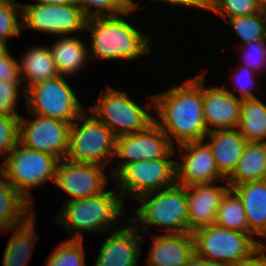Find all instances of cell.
<instances>
[{
  "mask_svg": "<svg viewBox=\"0 0 266 266\" xmlns=\"http://www.w3.org/2000/svg\"><path fill=\"white\" fill-rule=\"evenodd\" d=\"M151 104L161 118L154 119L159 128L176 145L205 140L208 133L203 112L202 74L188 80L183 86L173 85L169 90L151 96ZM171 134H170V133ZM172 135V136H171Z\"/></svg>",
  "mask_w": 266,
  "mask_h": 266,
  "instance_id": "6da1fadb",
  "label": "cell"
},
{
  "mask_svg": "<svg viewBox=\"0 0 266 266\" xmlns=\"http://www.w3.org/2000/svg\"><path fill=\"white\" fill-rule=\"evenodd\" d=\"M121 16L118 14L87 19L85 29L91 30L93 40L90 58L134 60L144 53H151L150 37L131 26Z\"/></svg>",
  "mask_w": 266,
  "mask_h": 266,
  "instance_id": "7a4b0ae2",
  "label": "cell"
},
{
  "mask_svg": "<svg viewBox=\"0 0 266 266\" xmlns=\"http://www.w3.org/2000/svg\"><path fill=\"white\" fill-rule=\"evenodd\" d=\"M115 190L103 191L83 199L68 200L62 206L57 223L72 235L71 240H83L80 232L109 230L120 215H124L123 199ZM119 194V195H118Z\"/></svg>",
  "mask_w": 266,
  "mask_h": 266,
  "instance_id": "3957f363",
  "label": "cell"
},
{
  "mask_svg": "<svg viewBox=\"0 0 266 266\" xmlns=\"http://www.w3.org/2000/svg\"><path fill=\"white\" fill-rule=\"evenodd\" d=\"M136 201L140 204V207L135 209L137 216L128 221H140L145 232L149 225H156L164 226L167 234L188 233V200L185 186L175 184L161 191H152L141 195Z\"/></svg>",
  "mask_w": 266,
  "mask_h": 266,
  "instance_id": "277c9868",
  "label": "cell"
},
{
  "mask_svg": "<svg viewBox=\"0 0 266 266\" xmlns=\"http://www.w3.org/2000/svg\"><path fill=\"white\" fill-rule=\"evenodd\" d=\"M91 116V117H89ZM70 126L66 160L74 163L98 164L108 167L115 156L116 137L94 115L85 111Z\"/></svg>",
  "mask_w": 266,
  "mask_h": 266,
  "instance_id": "5b68a950",
  "label": "cell"
},
{
  "mask_svg": "<svg viewBox=\"0 0 266 266\" xmlns=\"http://www.w3.org/2000/svg\"><path fill=\"white\" fill-rule=\"evenodd\" d=\"M3 158L1 174L30 203L33 201L31 187L41 186L48 180L54 182L60 161L54 155L28 149L20 143Z\"/></svg>",
  "mask_w": 266,
  "mask_h": 266,
  "instance_id": "8992f818",
  "label": "cell"
},
{
  "mask_svg": "<svg viewBox=\"0 0 266 266\" xmlns=\"http://www.w3.org/2000/svg\"><path fill=\"white\" fill-rule=\"evenodd\" d=\"M195 253L222 266H233L247 257L262 241L253 234L226 229L215 224L192 232Z\"/></svg>",
  "mask_w": 266,
  "mask_h": 266,
  "instance_id": "52a82bcc",
  "label": "cell"
},
{
  "mask_svg": "<svg viewBox=\"0 0 266 266\" xmlns=\"http://www.w3.org/2000/svg\"><path fill=\"white\" fill-rule=\"evenodd\" d=\"M29 114L42 115L72 124L86 110L63 76L45 80L25 91Z\"/></svg>",
  "mask_w": 266,
  "mask_h": 266,
  "instance_id": "ba28073f",
  "label": "cell"
},
{
  "mask_svg": "<svg viewBox=\"0 0 266 266\" xmlns=\"http://www.w3.org/2000/svg\"><path fill=\"white\" fill-rule=\"evenodd\" d=\"M121 197L137 199L143 194L176 184V161L170 158L140 160L124 165L114 176Z\"/></svg>",
  "mask_w": 266,
  "mask_h": 266,
  "instance_id": "9c48e42d",
  "label": "cell"
},
{
  "mask_svg": "<svg viewBox=\"0 0 266 266\" xmlns=\"http://www.w3.org/2000/svg\"><path fill=\"white\" fill-rule=\"evenodd\" d=\"M88 110L103 122L115 137L138 133L154 121L138 103L127 96L125 92L107 87V92L100 95L97 105Z\"/></svg>",
  "mask_w": 266,
  "mask_h": 266,
  "instance_id": "30bf717a",
  "label": "cell"
},
{
  "mask_svg": "<svg viewBox=\"0 0 266 266\" xmlns=\"http://www.w3.org/2000/svg\"><path fill=\"white\" fill-rule=\"evenodd\" d=\"M87 16L76 4H22V29L66 36L86 30Z\"/></svg>",
  "mask_w": 266,
  "mask_h": 266,
  "instance_id": "8fae6325",
  "label": "cell"
},
{
  "mask_svg": "<svg viewBox=\"0 0 266 266\" xmlns=\"http://www.w3.org/2000/svg\"><path fill=\"white\" fill-rule=\"evenodd\" d=\"M31 115L34 120L20 116L19 143L28 149L65 159L71 124L42 115Z\"/></svg>",
  "mask_w": 266,
  "mask_h": 266,
  "instance_id": "7c38bea8",
  "label": "cell"
},
{
  "mask_svg": "<svg viewBox=\"0 0 266 266\" xmlns=\"http://www.w3.org/2000/svg\"><path fill=\"white\" fill-rule=\"evenodd\" d=\"M175 146L159 128L155 121L138 133L119 136L116 138L115 156L124 159L123 164L113 169L114 176L124 165L140 160L171 158Z\"/></svg>",
  "mask_w": 266,
  "mask_h": 266,
  "instance_id": "4fadbf2b",
  "label": "cell"
},
{
  "mask_svg": "<svg viewBox=\"0 0 266 266\" xmlns=\"http://www.w3.org/2000/svg\"><path fill=\"white\" fill-rule=\"evenodd\" d=\"M104 169L98 164L62 159L57 165L54 182L72 197L71 200L87 198L105 191L108 177Z\"/></svg>",
  "mask_w": 266,
  "mask_h": 266,
  "instance_id": "5bb4252c",
  "label": "cell"
},
{
  "mask_svg": "<svg viewBox=\"0 0 266 266\" xmlns=\"http://www.w3.org/2000/svg\"><path fill=\"white\" fill-rule=\"evenodd\" d=\"M184 160L176 162V184L191 186L226 180L217 169L211 147L204 140L178 145Z\"/></svg>",
  "mask_w": 266,
  "mask_h": 266,
  "instance_id": "9a60e30c",
  "label": "cell"
},
{
  "mask_svg": "<svg viewBox=\"0 0 266 266\" xmlns=\"http://www.w3.org/2000/svg\"><path fill=\"white\" fill-rule=\"evenodd\" d=\"M204 76L205 73H202L203 112L207 131L237 128L242 100L225 87L203 89Z\"/></svg>",
  "mask_w": 266,
  "mask_h": 266,
  "instance_id": "2e32d148",
  "label": "cell"
},
{
  "mask_svg": "<svg viewBox=\"0 0 266 266\" xmlns=\"http://www.w3.org/2000/svg\"><path fill=\"white\" fill-rule=\"evenodd\" d=\"M112 230L103 243L94 266H138L140 245L144 235L138 234L136 223Z\"/></svg>",
  "mask_w": 266,
  "mask_h": 266,
  "instance_id": "e0dca14e",
  "label": "cell"
},
{
  "mask_svg": "<svg viewBox=\"0 0 266 266\" xmlns=\"http://www.w3.org/2000/svg\"><path fill=\"white\" fill-rule=\"evenodd\" d=\"M230 186L212 184L191 185L186 187L188 200V233L215 223L217 210Z\"/></svg>",
  "mask_w": 266,
  "mask_h": 266,
  "instance_id": "ac0fdd59",
  "label": "cell"
},
{
  "mask_svg": "<svg viewBox=\"0 0 266 266\" xmlns=\"http://www.w3.org/2000/svg\"><path fill=\"white\" fill-rule=\"evenodd\" d=\"M148 266H184L194 254L192 233L153 235Z\"/></svg>",
  "mask_w": 266,
  "mask_h": 266,
  "instance_id": "d6986e66",
  "label": "cell"
},
{
  "mask_svg": "<svg viewBox=\"0 0 266 266\" xmlns=\"http://www.w3.org/2000/svg\"><path fill=\"white\" fill-rule=\"evenodd\" d=\"M207 136L217 169L227 179L235 170L247 140L237 128L209 131Z\"/></svg>",
  "mask_w": 266,
  "mask_h": 266,
  "instance_id": "ffe728a7",
  "label": "cell"
},
{
  "mask_svg": "<svg viewBox=\"0 0 266 266\" xmlns=\"http://www.w3.org/2000/svg\"><path fill=\"white\" fill-rule=\"evenodd\" d=\"M231 189L243 204L249 231L266 239V180L242 183Z\"/></svg>",
  "mask_w": 266,
  "mask_h": 266,
  "instance_id": "44dd1931",
  "label": "cell"
},
{
  "mask_svg": "<svg viewBox=\"0 0 266 266\" xmlns=\"http://www.w3.org/2000/svg\"><path fill=\"white\" fill-rule=\"evenodd\" d=\"M22 58V62L20 61L18 64L21 82L26 80L22 84L24 98L25 91L30 86L59 76L49 47H32ZM21 74L25 76L23 77Z\"/></svg>",
  "mask_w": 266,
  "mask_h": 266,
  "instance_id": "7402d4cb",
  "label": "cell"
},
{
  "mask_svg": "<svg viewBox=\"0 0 266 266\" xmlns=\"http://www.w3.org/2000/svg\"><path fill=\"white\" fill-rule=\"evenodd\" d=\"M259 180H266V142H247L235 170L225 181L231 189Z\"/></svg>",
  "mask_w": 266,
  "mask_h": 266,
  "instance_id": "603a6c76",
  "label": "cell"
},
{
  "mask_svg": "<svg viewBox=\"0 0 266 266\" xmlns=\"http://www.w3.org/2000/svg\"><path fill=\"white\" fill-rule=\"evenodd\" d=\"M30 205L31 203L0 172V229L2 232L23 224L32 216L34 209L29 211Z\"/></svg>",
  "mask_w": 266,
  "mask_h": 266,
  "instance_id": "cb8c5ba5",
  "label": "cell"
},
{
  "mask_svg": "<svg viewBox=\"0 0 266 266\" xmlns=\"http://www.w3.org/2000/svg\"><path fill=\"white\" fill-rule=\"evenodd\" d=\"M49 47L59 76L72 75L78 72L86 62L88 47L78 38L62 36Z\"/></svg>",
  "mask_w": 266,
  "mask_h": 266,
  "instance_id": "d4e9b609",
  "label": "cell"
},
{
  "mask_svg": "<svg viewBox=\"0 0 266 266\" xmlns=\"http://www.w3.org/2000/svg\"><path fill=\"white\" fill-rule=\"evenodd\" d=\"M34 224L32 215L23 224L13 228V235L4 249L3 266H27L33 239L37 237Z\"/></svg>",
  "mask_w": 266,
  "mask_h": 266,
  "instance_id": "484cf974",
  "label": "cell"
},
{
  "mask_svg": "<svg viewBox=\"0 0 266 266\" xmlns=\"http://www.w3.org/2000/svg\"><path fill=\"white\" fill-rule=\"evenodd\" d=\"M247 142H266V105L260 99H244L237 127Z\"/></svg>",
  "mask_w": 266,
  "mask_h": 266,
  "instance_id": "4316f807",
  "label": "cell"
},
{
  "mask_svg": "<svg viewBox=\"0 0 266 266\" xmlns=\"http://www.w3.org/2000/svg\"><path fill=\"white\" fill-rule=\"evenodd\" d=\"M214 224L226 229L252 234L248 229L243 204L232 189H229L223 196Z\"/></svg>",
  "mask_w": 266,
  "mask_h": 266,
  "instance_id": "83f0119b",
  "label": "cell"
},
{
  "mask_svg": "<svg viewBox=\"0 0 266 266\" xmlns=\"http://www.w3.org/2000/svg\"><path fill=\"white\" fill-rule=\"evenodd\" d=\"M226 19L243 43L266 40V8L251 15Z\"/></svg>",
  "mask_w": 266,
  "mask_h": 266,
  "instance_id": "f1b7e54d",
  "label": "cell"
},
{
  "mask_svg": "<svg viewBox=\"0 0 266 266\" xmlns=\"http://www.w3.org/2000/svg\"><path fill=\"white\" fill-rule=\"evenodd\" d=\"M87 18L97 16L126 15L134 11L138 5L132 0H75ZM96 8V12L92 9ZM117 13V14H116Z\"/></svg>",
  "mask_w": 266,
  "mask_h": 266,
  "instance_id": "f546056e",
  "label": "cell"
},
{
  "mask_svg": "<svg viewBox=\"0 0 266 266\" xmlns=\"http://www.w3.org/2000/svg\"><path fill=\"white\" fill-rule=\"evenodd\" d=\"M82 240H65L49 256L47 266H85Z\"/></svg>",
  "mask_w": 266,
  "mask_h": 266,
  "instance_id": "4dcf8cb0",
  "label": "cell"
},
{
  "mask_svg": "<svg viewBox=\"0 0 266 266\" xmlns=\"http://www.w3.org/2000/svg\"><path fill=\"white\" fill-rule=\"evenodd\" d=\"M263 6L258 0H210L207 10L222 16L224 19L251 15L260 12Z\"/></svg>",
  "mask_w": 266,
  "mask_h": 266,
  "instance_id": "1f68e13d",
  "label": "cell"
},
{
  "mask_svg": "<svg viewBox=\"0 0 266 266\" xmlns=\"http://www.w3.org/2000/svg\"><path fill=\"white\" fill-rule=\"evenodd\" d=\"M21 4L15 0H0V41L6 44L8 37L21 34Z\"/></svg>",
  "mask_w": 266,
  "mask_h": 266,
  "instance_id": "d6a6232c",
  "label": "cell"
},
{
  "mask_svg": "<svg viewBox=\"0 0 266 266\" xmlns=\"http://www.w3.org/2000/svg\"><path fill=\"white\" fill-rule=\"evenodd\" d=\"M20 116L0 115V156L9 154L19 144Z\"/></svg>",
  "mask_w": 266,
  "mask_h": 266,
  "instance_id": "836d02e7",
  "label": "cell"
},
{
  "mask_svg": "<svg viewBox=\"0 0 266 266\" xmlns=\"http://www.w3.org/2000/svg\"><path fill=\"white\" fill-rule=\"evenodd\" d=\"M21 82H6L0 80V115L21 116L16 112L19 86Z\"/></svg>",
  "mask_w": 266,
  "mask_h": 266,
  "instance_id": "e575fe53",
  "label": "cell"
},
{
  "mask_svg": "<svg viewBox=\"0 0 266 266\" xmlns=\"http://www.w3.org/2000/svg\"><path fill=\"white\" fill-rule=\"evenodd\" d=\"M266 40H259V41H253L250 43H247V50H245V56L243 57L245 64H243L246 67H249L253 71H257V69L262 68L263 65H266V46H265ZM250 51V52H249Z\"/></svg>",
  "mask_w": 266,
  "mask_h": 266,
  "instance_id": "d590c367",
  "label": "cell"
},
{
  "mask_svg": "<svg viewBox=\"0 0 266 266\" xmlns=\"http://www.w3.org/2000/svg\"><path fill=\"white\" fill-rule=\"evenodd\" d=\"M19 62L10 54L8 48L0 54V80L6 82H21Z\"/></svg>",
  "mask_w": 266,
  "mask_h": 266,
  "instance_id": "8d00e7d4",
  "label": "cell"
},
{
  "mask_svg": "<svg viewBox=\"0 0 266 266\" xmlns=\"http://www.w3.org/2000/svg\"><path fill=\"white\" fill-rule=\"evenodd\" d=\"M240 68L241 69L237 70L238 72L236 71V74H234L235 76L232 75V77H234V79H235V85H237V87L240 90V93H241L240 99L244 100V99H255V98H257V97L254 96V94L252 92H250V90H251L250 87L253 84L249 85V83H248V82L254 83L253 79H252V76H253L252 74L254 73V71L252 69H250L249 67H246V66H242ZM243 75H244V78H248V80H251V81H248L247 79H245V80H247L248 85H247L246 82H245L246 84H242L244 82L243 80H242L243 82L241 81V79H244L242 77Z\"/></svg>",
  "mask_w": 266,
  "mask_h": 266,
  "instance_id": "74e56055",
  "label": "cell"
},
{
  "mask_svg": "<svg viewBox=\"0 0 266 266\" xmlns=\"http://www.w3.org/2000/svg\"><path fill=\"white\" fill-rule=\"evenodd\" d=\"M266 245L260 244L247 257L239 260L233 266H266ZM258 255V256H257Z\"/></svg>",
  "mask_w": 266,
  "mask_h": 266,
  "instance_id": "f35d334b",
  "label": "cell"
},
{
  "mask_svg": "<svg viewBox=\"0 0 266 266\" xmlns=\"http://www.w3.org/2000/svg\"><path fill=\"white\" fill-rule=\"evenodd\" d=\"M161 2H166L169 4H175L180 6H187V7H197L200 9L207 10V3L204 0H158Z\"/></svg>",
  "mask_w": 266,
  "mask_h": 266,
  "instance_id": "ab89813d",
  "label": "cell"
},
{
  "mask_svg": "<svg viewBox=\"0 0 266 266\" xmlns=\"http://www.w3.org/2000/svg\"><path fill=\"white\" fill-rule=\"evenodd\" d=\"M184 266H222L221 264L201 257L194 252Z\"/></svg>",
  "mask_w": 266,
  "mask_h": 266,
  "instance_id": "60d3db41",
  "label": "cell"
},
{
  "mask_svg": "<svg viewBox=\"0 0 266 266\" xmlns=\"http://www.w3.org/2000/svg\"><path fill=\"white\" fill-rule=\"evenodd\" d=\"M36 4H76L75 0H34Z\"/></svg>",
  "mask_w": 266,
  "mask_h": 266,
  "instance_id": "b9f144b4",
  "label": "cell"
},
{
  "mask_svg": "<svg viewBox=\"0 0 266 266\" xmlns=\"http://www.w3.org/2000/svg\"><path fill=\"white\" fill-rule=\"evenodd\" d=\"M7 48V44H4L2 41H0V54L3 53Z\"/></svg>",
  "mask_w": 266,
  "mask_h": 266,
  "instance_id": "7bdbcfd3",
  "label": "cell"
},
{
  "mask_svg": "<svg viewBox=\"0 0 266 266\" xmlns=\"http://www.w3.org/2000/svg\"><path fill=\"white\" fill-rule=\"evenodd\" d=\"M258 2L263 6V8H266V0H258Z\"/></svg>",
  "mask_w": 266,
  "mask_h": 266,
  "instance_id": "ee69618b",
  "label": "cell"
}]
</instances>
